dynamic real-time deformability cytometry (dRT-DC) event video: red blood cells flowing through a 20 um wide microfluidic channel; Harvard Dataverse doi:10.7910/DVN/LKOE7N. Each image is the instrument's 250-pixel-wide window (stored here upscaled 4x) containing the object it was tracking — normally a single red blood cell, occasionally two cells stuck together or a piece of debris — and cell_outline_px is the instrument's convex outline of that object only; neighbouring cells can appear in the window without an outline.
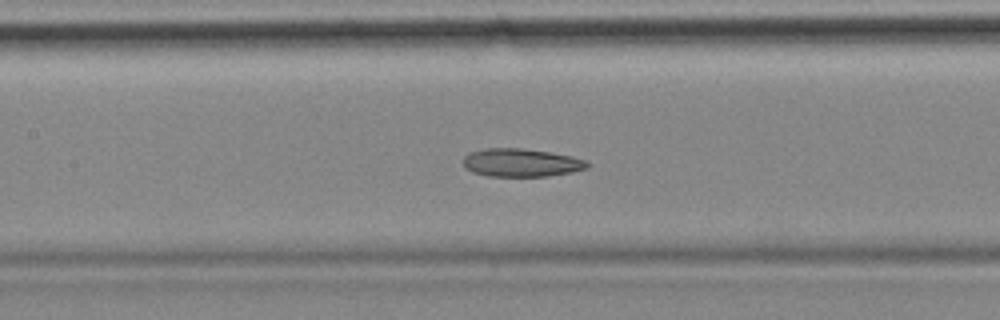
{"species": "common noctule bat (a hibernating species)", "species_latin": "Nyctalus noctula", "temperature_condition": "cold", "stored_images_in_passage": 42, "camera_frame_rate_fps": 3000, "um_per_image_px": 0.085, "animal": {"sex": "female", "body_mass_g": 18.4}, "frame": {"image": 1, "passage_image": 24, "time_ms": 7.667, "image_size_px": [1000, 320], "cell_outline_px": [[592, 164], [588, 168], [572, 172], [548, 176], [488, 176], [472, 172], [464, 168], [464, 156], [468, 152], [484, 148], [524, 148], [572, 156], [588, 160]], "centroid_in_image_um": [44.32, 13.82], "position_along_channel_um": 163.1, "area_um2": 20.63}, "authors_computed_cell_mechanics": {"area_um2": 21.097, "velocity_mm_per_s": 3.4933, "shape_relaxation_time_tau1_ms": null, "shape_relaxation_time_tau2_ms": 10.1813, "deformation_change_tau1": null, "deformation_change_tau2": 0.1835}}